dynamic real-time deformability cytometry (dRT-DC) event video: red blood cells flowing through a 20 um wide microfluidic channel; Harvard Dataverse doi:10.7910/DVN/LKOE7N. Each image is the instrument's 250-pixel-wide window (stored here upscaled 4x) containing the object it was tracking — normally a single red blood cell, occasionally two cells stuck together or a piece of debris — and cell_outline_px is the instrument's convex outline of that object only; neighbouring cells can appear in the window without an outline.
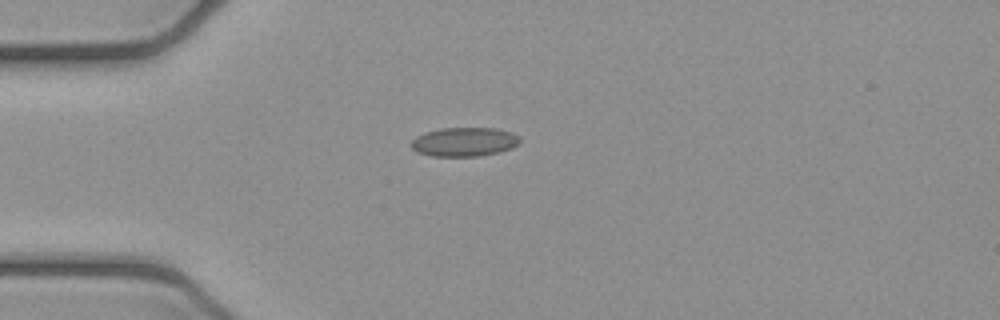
{"species": "common noctule bat (a hibernating species)", "species_latin": "Nyctalus noctula", "temperature_condition": "cold", "stored_images_in_passage": 1, "camera_frame_rate_fps": 3000, "um_per_image_px": 0.085, "animal": {"sex": "female", "body_mass_g": 21.9}, "frame": {"image": 1, "passage_image": 1, "time_ms": 0.0, "image_size_px": [1000, 320], "cell_outline_px": [[520, 140], [512, 148], [500, 152], [480, 156], [432, 156], [416, 152], [408, 144], [416, 136], [424, 132], [440, 128], [496, 128], [512, 132], [520, 136]], "centroid_in_image_um": [39.44, 12.05], "position_along_channel_um": 45.6, "area_um2": 18.61}}